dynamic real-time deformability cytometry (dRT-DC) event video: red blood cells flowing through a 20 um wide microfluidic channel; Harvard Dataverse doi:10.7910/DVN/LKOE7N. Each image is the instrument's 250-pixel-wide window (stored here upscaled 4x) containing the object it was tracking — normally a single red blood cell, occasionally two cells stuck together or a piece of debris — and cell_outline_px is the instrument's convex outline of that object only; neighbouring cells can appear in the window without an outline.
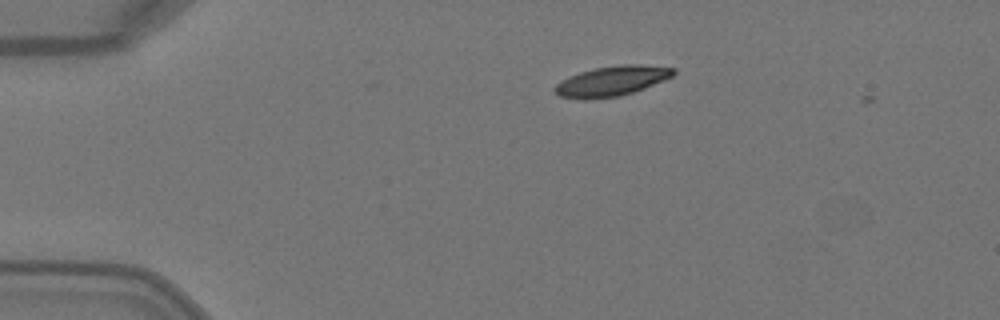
{"species": "Egyptian fruit bat (a non-hibernating species)", "species_latin": "Rousettus aegyptiacus", "temperature_condition": "warm", "stored_images_in_passage": 2, "camera_frame_rate_fps": 3000, "um_per_image_px": 0.085, "animal": {"sex": "female"}, "frame": {"image": 1, "passage_image": 1, "time_ms": 0.0, "image_size_px": [1000, 320], "cell_outline_px": [[676, 72], [672, 76], [664, 80], [644, 88], [620, 96], [584, 100], [560, 96], [552, 88], [556, 84], [580, 72], [596, 68], [624, 64], [636, 64], [676, 68]], "centroid_in_image_um": [52.02, 6.89], "position_along_channel_um": 33.0, "area_um2": 20.46}}